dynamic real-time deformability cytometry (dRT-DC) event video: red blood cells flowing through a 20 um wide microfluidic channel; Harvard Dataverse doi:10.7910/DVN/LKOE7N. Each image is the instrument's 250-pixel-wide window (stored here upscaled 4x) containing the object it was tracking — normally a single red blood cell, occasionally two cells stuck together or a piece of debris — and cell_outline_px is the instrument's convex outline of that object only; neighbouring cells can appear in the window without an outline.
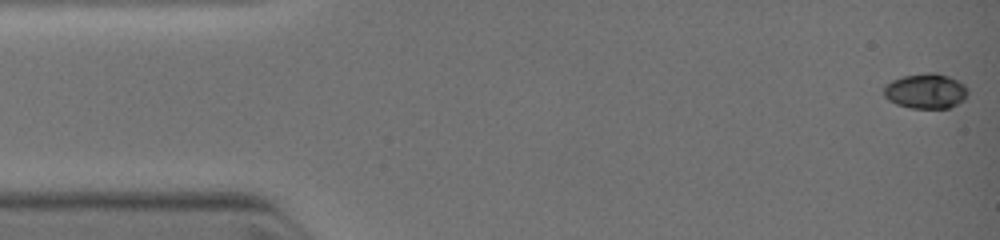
{"species": "common noctule bat (a hibernating species)", "species_latin": "Nyctalus noctula", "temperature_condition": "warm", "stored_images_in_passage": 6, "camera_frame_rate_fps": 3000, "um_per_image_px": 0.085, "animal": {"sex": "female", "body_mass_g": 19.0, "forearm_length_mm": 51.5}, "frame": {"image": 1, "passage_image": 1, "time_ms": 0.0, "image_size_px": [1000, 240], "cell_outline_px": [[968, 92], [964, 100], [948, 108], [912, 108], [896, 104], [888, 100], [884, 96], [884, 84], [892, 80], [904, 76], [928, 72], [936, 72], [948, 76], [964, 84], [968, 88]], "centroid_in_image_um": [78.68, 7.73], "position_along_channel_um": 6.3, "area_um2": 17.22}}
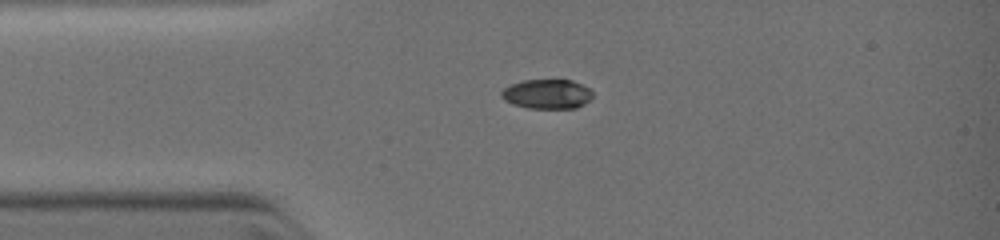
{"frame": {"image": 2, "passage_image": 5, "time_ms": 2.667, "image_size_px": [1000, 240], "cell_outline_px": [[592, 96], [584, 104], [576, 108], [528, 108], [512, 104], [504, 100], [500, 96], [500, 92], [508, 84], [524, 80], [572, 80], [588, 88], [592, 92]], "centroid_in_image_um": [46.44, 7.99], "position_along_channel_um": 38.6, "area_um2": 15.72}}